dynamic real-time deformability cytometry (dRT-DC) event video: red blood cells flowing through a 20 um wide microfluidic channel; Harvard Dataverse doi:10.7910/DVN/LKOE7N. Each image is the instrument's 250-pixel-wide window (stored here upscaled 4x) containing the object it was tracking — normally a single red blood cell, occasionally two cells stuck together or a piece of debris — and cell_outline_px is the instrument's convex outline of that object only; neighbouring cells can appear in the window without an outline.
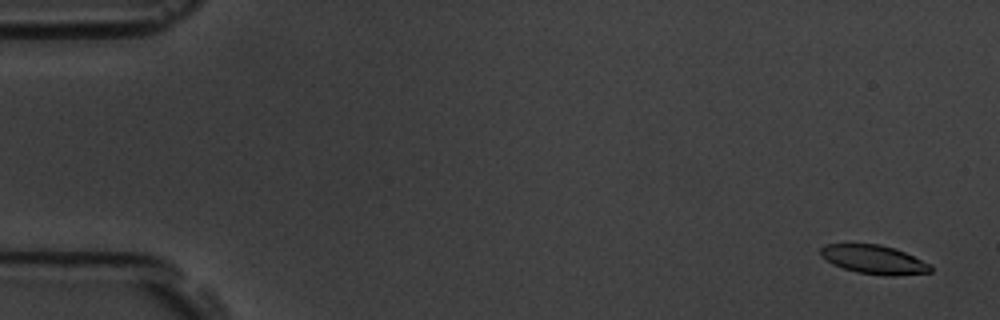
{"species": "common noctule bat (a hibernating species)", "species_latin": "Nyctalus noctula", "temperature_condition": "room temperature", "stored_images_in_passage": 4, "camera_frame_rate_fps": 3000, "um_per_image_px": 0.085, "animal": {"sex": "male", "body_mass_g": 19.5, "forearm_length_mm": 54.6}, "frame": {"image": 1, "passage_image": 1, "time_ms": 0.0, "image_size_px": [1000, 320], "cell_outline_px": [[932, 272], [896, 276], [884, 276], [856, 272], [832, 264], [820, 256], [820, 248], [824, 244], [880, 244], [896, 248], [932, 264]], "centroid_in_image_um": [74.31, 22.06], "position_along_channel_um": 10.7, "area_um2": 18.79}}